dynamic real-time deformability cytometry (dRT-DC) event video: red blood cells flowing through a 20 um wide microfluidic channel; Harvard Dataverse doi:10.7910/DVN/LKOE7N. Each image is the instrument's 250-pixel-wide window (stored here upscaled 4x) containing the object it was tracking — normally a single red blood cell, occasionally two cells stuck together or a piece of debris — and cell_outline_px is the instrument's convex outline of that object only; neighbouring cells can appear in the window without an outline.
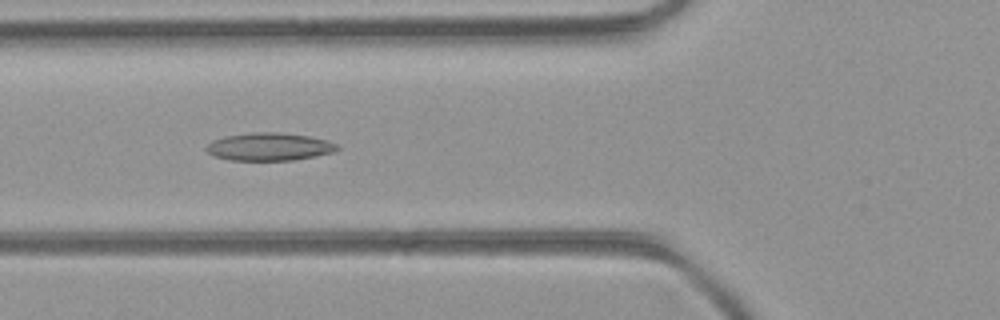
{"species": "common noctule bat (a hibernating species)", "species_latin": "Nyctalus noctula", "temperature_condition": "room temperature", "stored_images_in_passage": 43, "camera_frame_rate_fps": 3000, "um_per_image_px": 0.085, "animal": {"sex": "female", "body_mass_g": 21.9}, "frame": {"image": 1, "passage_image": 13, "time_ms": 4.0, "image_size_px": [1000, 320], "cell_outline_px": [[340, 148], [336, 152], [316, 156], [292, 160], [228, 160], [216, 156], [208, 152], [204, 148], [212, 140], [224, 136], [252, 132], [276, 132], [308, 136], [328, 140], [336, 144]], "centroid_in_image_um": [22.9, 12.47], "position_along_channel_um": 102.9, "area_um2": 21.27}}
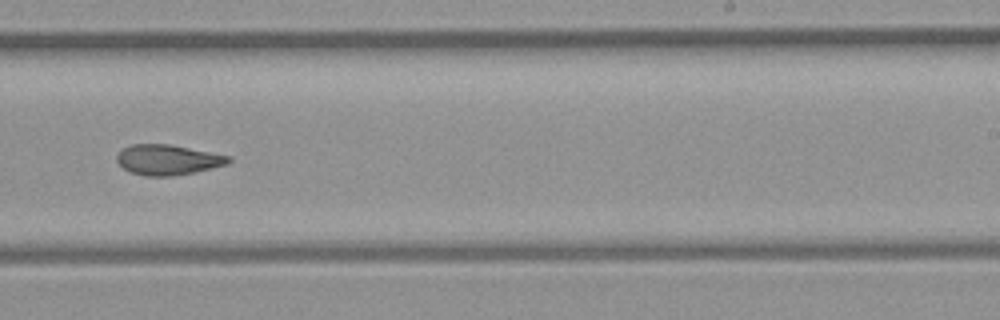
{"frame": {"image": 2, "passage_image": 25, "time_ms": 8.0, "image_size_px": [1000, 320], "cell_outline_px": [[232, 160], [228, 164], [212, 168], [172, 176], [144, 176], [132, 172], [124, 168], [116, 160], [116, 156], [124, 148], [132, 144], [168, 144], [232, 156]], "centroid_in_image_um": [14.29, 13.58], "position_along_channel_um": 274.7, "area_um2": 19.54}}
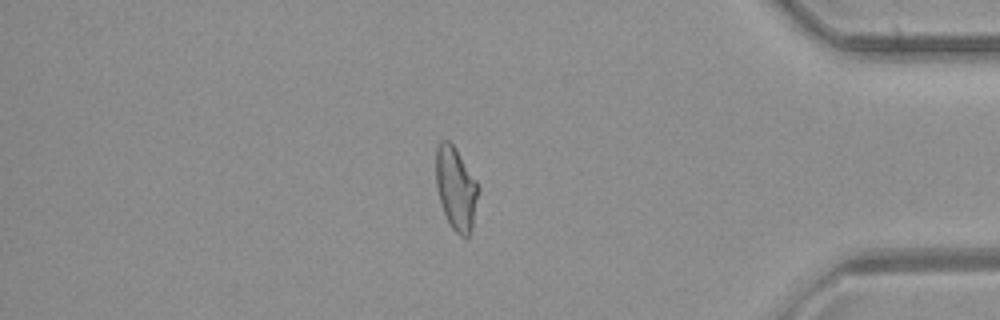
{"frame": {"image": 3, "passage_image": 36, "time_ms": 11.667, "image_size_px": [1000, 320], "cell_outline_px": [[476, 196], [472, 228], [468, 236], [460, 236], [452, 228], [444, 212], [440, 200], [436, 184], [436, 148], [440, 140], [448, 140], [456, 148], [476, 180]], "centroid_in_image_um": [38.72, 15.97], "position_along_channel_um": 396.5, "area_um2": 19.83}, "authors_computed_cell_mechanics": {"area_um2": 20.4034, "velocity_mm_per_s": 4.2867, "shape_relaxation_time_tau1_ms": null, "shape_relaxation_time_tau2_ms": 3.808, "deformation_change_tau1": null, "deformation_change_tau2": 0.1178}}